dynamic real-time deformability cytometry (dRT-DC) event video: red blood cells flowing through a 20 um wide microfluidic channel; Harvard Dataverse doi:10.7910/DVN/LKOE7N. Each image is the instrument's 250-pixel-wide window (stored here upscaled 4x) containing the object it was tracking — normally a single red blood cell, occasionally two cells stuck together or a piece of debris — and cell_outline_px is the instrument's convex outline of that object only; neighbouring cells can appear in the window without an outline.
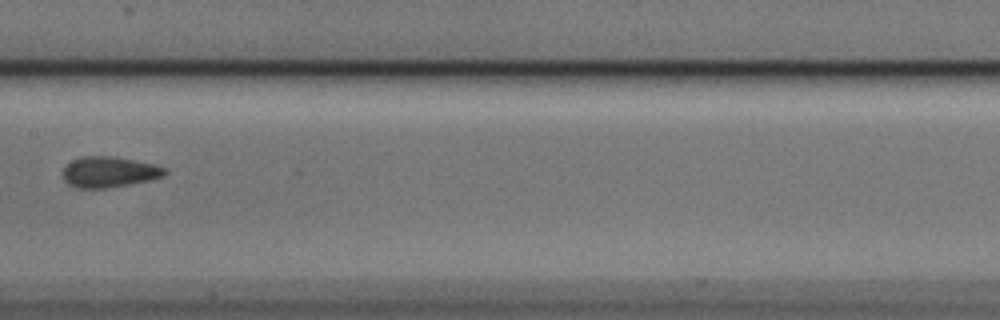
{"species": "Egyptian fruit bat (a non-hibernating species)", "species_latin": "Rousettus aegyptiacus", "temperature_condition": "cold", "stored_images_in_passage": 9, "camera_frame_rate_fps": 3000, "um_per_image_px": 0.085, "animal": {"sex": "male"}, "frame": {"image": 1, "passage_image": 9, "time_ms": 2.667, "image_size_px": [1000, 320], "cell_outline_px": [[168, 172], [164, 176], [148, 180], [108, 188], [76, 188], [68, 184], [64, 180], [64, 168], [72, 160], [84, 156], [116, 156], [152, 164], [164, 168]], "centroid_in_image_um": [9.26, 14.62], "position_along_channel_um": 198.1, "area_um2": 18.09}}